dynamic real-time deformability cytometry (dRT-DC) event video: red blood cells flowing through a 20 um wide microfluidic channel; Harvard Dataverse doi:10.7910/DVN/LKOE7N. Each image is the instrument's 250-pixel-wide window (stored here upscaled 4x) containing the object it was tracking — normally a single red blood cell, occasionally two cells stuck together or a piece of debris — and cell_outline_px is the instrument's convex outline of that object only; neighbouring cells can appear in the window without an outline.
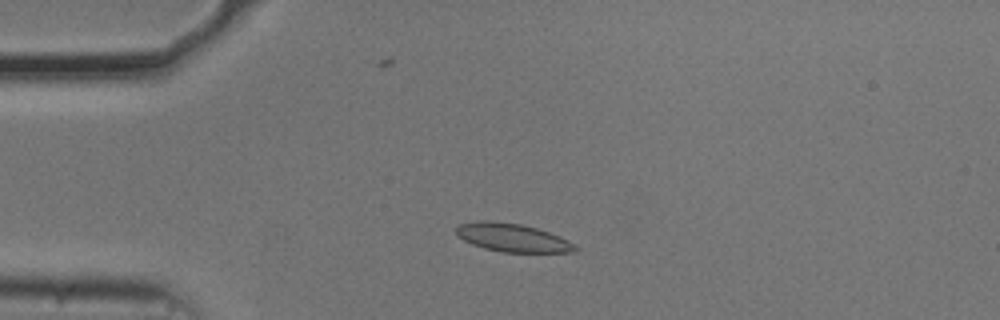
{"species": "common noctule bat (a hibernating species)", "species_latin": "Nyctalus noctula", "temperature_condition": "cold", "stored_images_in_passage": 44, "camera_frame_rate_fps": 3000, "um_per_image_px": 0.085, "animal": {"sex": "male", "body_mass_g": 20.5, "forearm_length_mm": 52.5}, "frame": {"image": 1, "passage_image": 3, "time_ms": 0.667, "image_size_px": [1000, 320], "cell_outline_px": [[580, 248], [576, 252], [504, 252], [484, 248], [472, 244], [456, 236], [456, 228], [460, 224], [480, 220], [488, 220], [520, 224], [536, 228], [560, 236], [568, 240]], "centroid_in_image_um": [43.57, 20.2], "position_along_channel_um": 41.4, "area_um2": 19.59}}
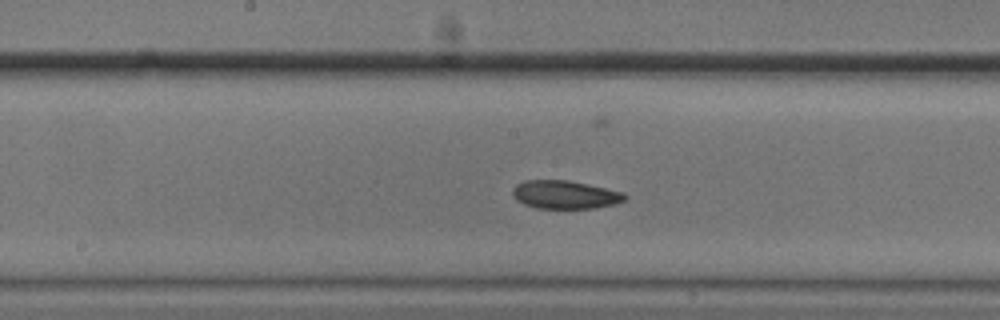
{"frame": {"image": 2, "passage_image": 18, "time_ms": 5.667, "image_size_px": [1000, 320], "cell_outline_px": [[628, 196], [624, 200], [616, 204], [592, 208], [536, 208], [524, 204], [516, 200], [512, 196], [512, 188], [516, 184], [524, 180], [568, 180], [624, 192]], "centroid_in_image_um": [48.0, 16.54], "position_along_channel_um": 200.2, "area_um2": 18.55}}
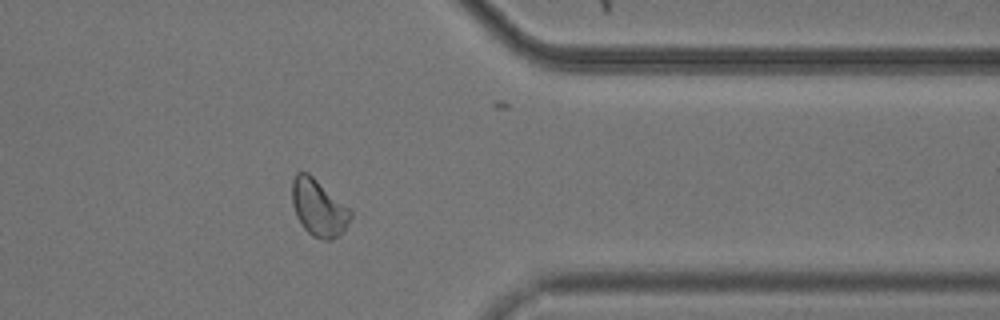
{"frame": {"image": 3, "passage_image": 34, "time_ms": 11.0, "image_size_px": [1000, 320], "cell_outline_px": [[352, 216], [344, 232], [332, 240], [324, 240], [312, 236], [304, 228], [296, 216], [292, 204], [292, 180], [296, 172], [308, 172], [348, 208], [352, 212]], "centroid_in_image_um": [27.07, 17.68], "position_along_channel_um": 384.3, "area_um2": 19.25}, "authors_computed_cell_mechanics": {"area_um2": 19.0451, "velocity_mm_per_s": 3.6738, "shape_relaxation_time_tau1_ms": 10.6499, "shape_relaxation_time_tau2_ms": null, "deformation_change_tau1": 0.1181, "deformation_change_tau2": null}}